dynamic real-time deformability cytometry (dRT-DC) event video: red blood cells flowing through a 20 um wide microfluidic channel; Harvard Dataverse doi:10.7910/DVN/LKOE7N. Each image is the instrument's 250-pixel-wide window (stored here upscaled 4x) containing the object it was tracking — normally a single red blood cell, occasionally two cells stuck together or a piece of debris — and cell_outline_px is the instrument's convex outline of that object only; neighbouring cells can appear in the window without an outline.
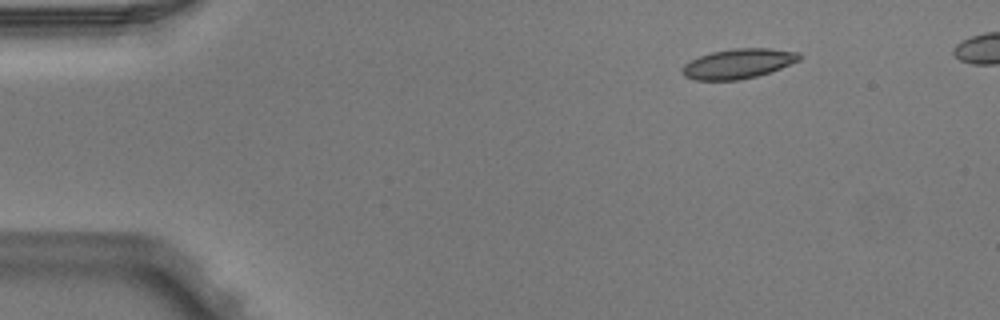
{"species": "Egyptian fruit bat (a non-hibernating species)", "species_latin": "Rousettus aegyptiacus", "temperature_condition": "warm", "stored_images_in_passage": 4, "camera_frame_rate_fps": 3000, "um_per_image_px": 0.085, "animal": {"sex": "male"}, "frame": {"image": 1, "passage_image": 4, "time_ms": 1.0, "image_size_px": [1000, 320], "cell_outline_px": [[800, 60], [780, 68], [756, 76], [740, 80], [696, 80], [684, 76], [684, 64], [700, 56], [712, 52], [732, 48], [772, 48], [800, 52]], "centroid_in_image_um": [62.78, 5.4], "position_along_channel_um": 22.2, "area_um2": 20.11}}